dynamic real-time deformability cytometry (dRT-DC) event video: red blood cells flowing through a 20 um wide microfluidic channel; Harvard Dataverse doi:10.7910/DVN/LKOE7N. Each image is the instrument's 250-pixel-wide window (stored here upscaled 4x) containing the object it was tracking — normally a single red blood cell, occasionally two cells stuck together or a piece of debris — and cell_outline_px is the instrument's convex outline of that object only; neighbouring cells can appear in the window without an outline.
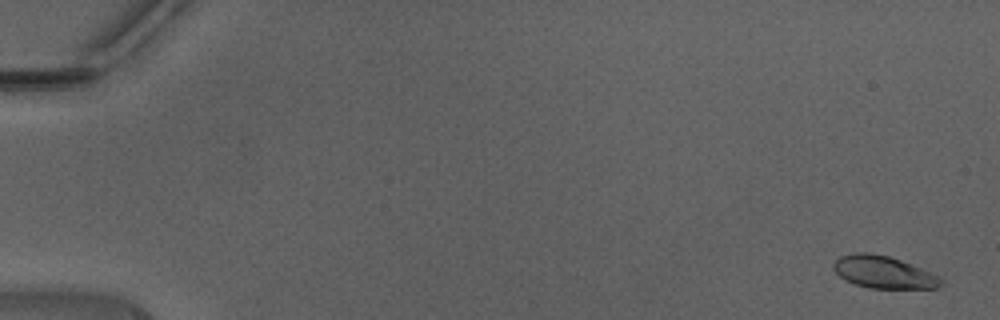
{"species": "Egyptian fruit bat (a non-hibernating species)", "species_latin": "Rousettus aegyptiacus", "temperature_condition": "warm", "stored_images_in_passage": 48, "camera_frame_rate_fps": 3000, "um_per_image_px": 0.085, "animal": {"sex": "male"}, "frame": {"image": 1, "passage_image": 2, "time_ms": 0.333, "image_size_px": [1000, 320], "cell_outline_px": [[944, 280], [936, 288], [868, 288], [844, 280], [832, 268], [832, 264], [840, 256], [852, 252], [868, 252], [888, 256], [900, 260], [940, 276]], "centroid_in_image_um": [75.06, 23.13], "position_along_channel_um": 9.9, "area_um2": 20.17}}
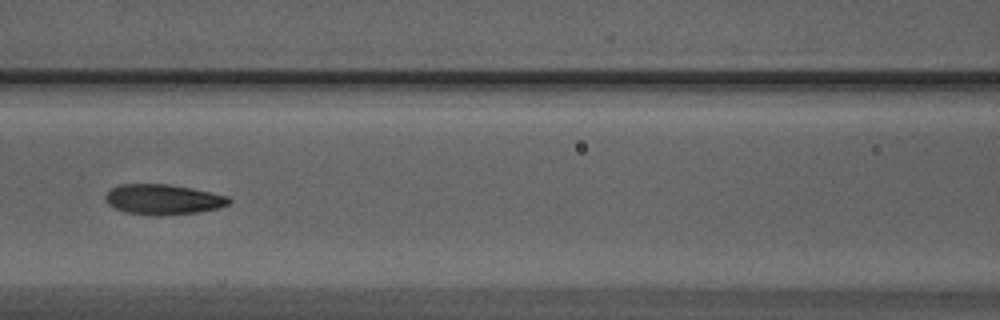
{"frame": {"image": 2, "passage_image": 23, "time_ms": 7.333, "image_size_px": [1000, 320], "cell_outline_px": [[232, 200], [228, 204], [216, 208], [196, 212], [160, 216], [148, 216], [124, 212], [108, 204], [104, 200], [104, 196], [112, 188], [120, 184], [168, 184], [192, 188], [212, 192], [228, 196]], "centroid_in_image_um": [13.83, 16.95], "position_along_channel_um": 152.8, "area_um2": 21.91}}
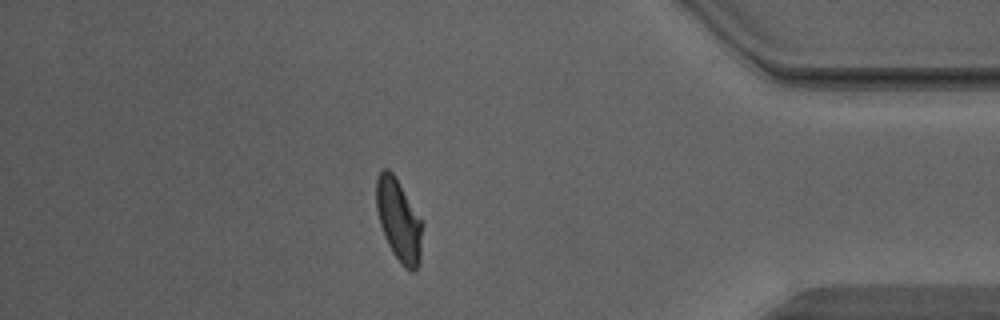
{"frame": {"image": 3, "passage_image": 42, "time_ms": 13.667, "image_size_px": [1000, 320], "cell_outline_px": [[424, 224], [420, 260], [416, 272], [408, 272], [400, 264], [392, 252], [388, 244], [380, 224], [376, 208], [376, 180], [380, 172], [384, 168], [388, 168], [392, 172]], "centroid_in_image_um": [33.92, 18.79], "position_along_channel_um": 401.3, "area_um2": 22.2}, "authors_computed_cell_mechanics": {"area_um2": 21.1548, "velocity_mm_per_s": 4.4415, "shape_relaxation_time_tau1_ms": 4.1296, "shape_relaxation_time_tau2_ms": 1.5516, "deformation_change_tau1": 0.1719, "deformation_change_tau2": 0.0819}}